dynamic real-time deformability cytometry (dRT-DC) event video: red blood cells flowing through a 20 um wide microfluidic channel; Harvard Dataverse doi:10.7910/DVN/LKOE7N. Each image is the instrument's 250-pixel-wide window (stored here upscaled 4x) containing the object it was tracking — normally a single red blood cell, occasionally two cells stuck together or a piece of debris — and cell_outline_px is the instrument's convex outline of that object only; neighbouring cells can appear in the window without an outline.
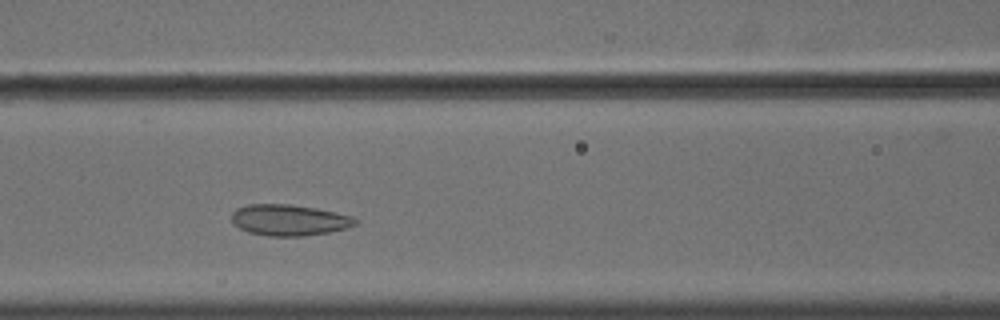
{"species": "common noctule bat (a hibernating species)", "species_latin": "Nyctalus noctula", "temperature_condition": "cold", "stored_images_in_passage": 38, "camera_frame_rate_fps": 3000, "um_per_image_px": 0.085, "animal": {"sex": "male", "body_mass_g": 18.8}, "frame": {"image": 1, "passage_image": 14, "time_ms": 4.333, "image_size_px": [1000, 320], "cell_outline_px": [[356, 224], [348, 228], [328, 232], [304, 236], [268, 236], [248, 232], [240, 228], [232, 220], [232, 212], [236, 208], [248, 204], [288, 204], [316, 208], [352, 216], [356, 220]], "centroid_in_image_um": [24.57, 18.7], "position_along_channel_um": 142.0, "area_um2": 22.31}}
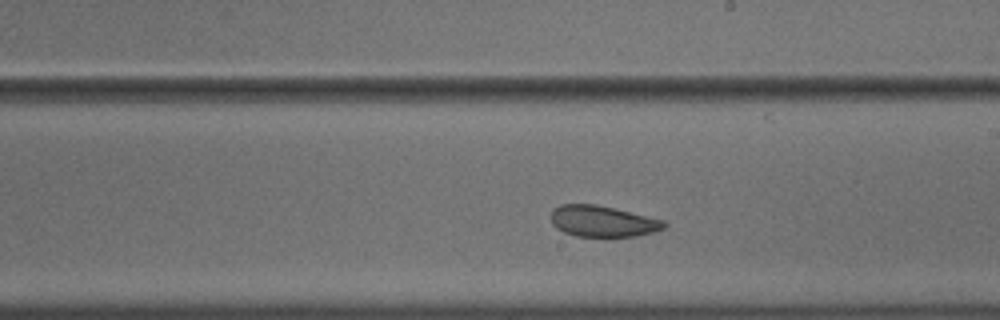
{"frame": {"image": 2, "passage_image": 22, "time_ms": 7.0, "image_size_px": [1000, 320], "cell_outline_px": [[668, 224], [664, 228], [652, 232], [636, 236], [576, 236], [564, 232], [556, 228], [552, 224], [552, 208], [560, 204], [596, 204], [664, 220]], "centroid_in_image_um": [51.2, 18.8], "position_along_channel_um": 237.8, "area_um2": 20.4}}
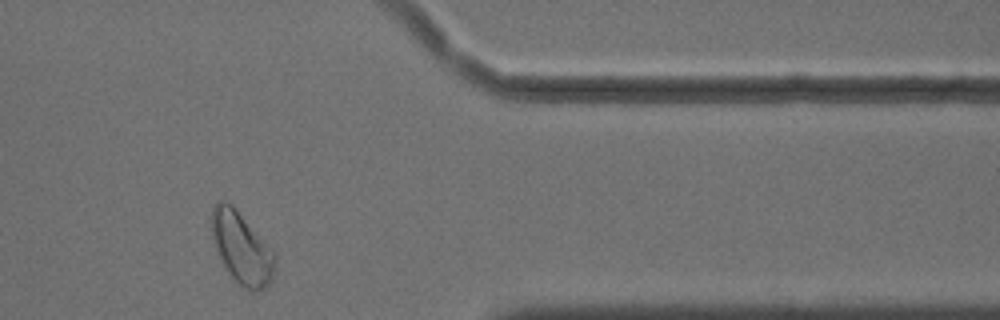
{"frame": {"image": 3, "passage_image": 36, "time_ms": 11.667, "image_size_px": [1000, 320], "cell_outline_px": [[276, 256], [272, 280], [264, 288], [256, 292], [248, 292], [236, 284], [224, 268], [220, 260], [212, 240], [212, 208], [216, 200], [224, 200], [272, 248]], "centroid_in_image_um": [20.52, 21.18], "position_along_channel_um": 390.9, "area_um2": 26.36}, "authors_computed_cell_mechanics": {"area_um2": 22.4553, "velocity_mm_per_s": 3.5947, "shape_relaxation_time_tau1_ms": null, "shape_relaxation_time_tau2_ms": 1.3322, "deformation_change_tau1": null, "deformation_change_tau2": 0.0635}}